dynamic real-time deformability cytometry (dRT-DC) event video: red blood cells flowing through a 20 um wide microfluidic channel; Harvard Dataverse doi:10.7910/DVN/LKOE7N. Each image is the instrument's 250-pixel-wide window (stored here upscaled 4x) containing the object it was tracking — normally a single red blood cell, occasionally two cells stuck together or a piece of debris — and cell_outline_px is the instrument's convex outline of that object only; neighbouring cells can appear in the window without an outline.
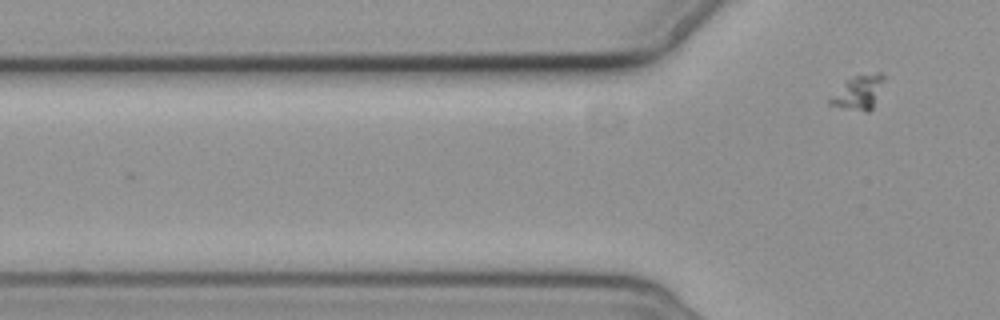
{"species": "common noctule bat (a hibernating species)", "species_latin": "Nyctalus noctula", "temperature_condition": "cold", "stored_images_in_passage": 2, "camera_frame_rate_fps": 3000, "um_per_image_px": 0.085, "animal": {"sex": "female", "body_mass_g": 19.3, "forearm_length_mm": 54.1}, "frame": {"image": 1, "passage_image": 2, "time_ms": 1.333, "image_size_px": [1000, 320], "cell_outline_px": [[884, 76], [872, 108], [868, 112], [864, 112], [828, 104], [828, 100], [844, 80], [856, 76], [876, 72], [884, 72]], "centroid_in_image_um": [72.93, 7.84], "position_along_channel_um": 52.9, "area_um2": 10.46}}